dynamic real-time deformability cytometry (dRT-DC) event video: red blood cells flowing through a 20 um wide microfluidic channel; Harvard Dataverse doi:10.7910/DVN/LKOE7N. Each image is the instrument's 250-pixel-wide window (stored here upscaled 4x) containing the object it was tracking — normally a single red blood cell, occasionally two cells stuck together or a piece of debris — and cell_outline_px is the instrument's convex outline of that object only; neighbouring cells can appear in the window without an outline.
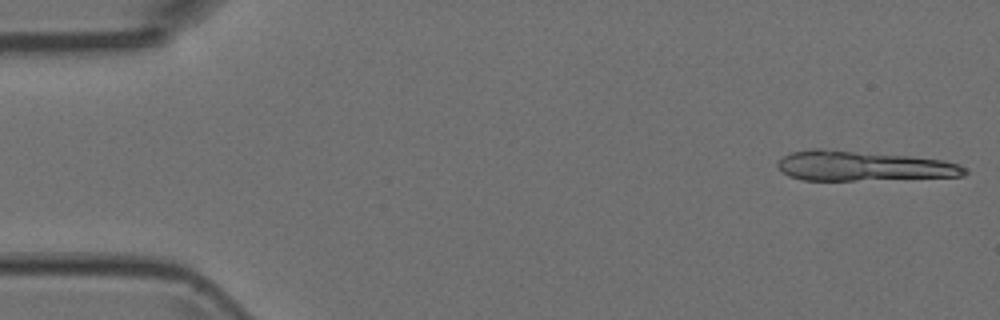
{"species": "Egyptian fruit bat (a non-hibernating species)", "species_latin": "Rousettus aegyptiacus", "temperature_condition": "room temperature", "stored_images_in_passage": 5, "camera_frame_rate_fps": 3000, "um_per_image_px": 0.085, "animal": {"sex": "female"}, "frame": {"image": 1, "passage_image": 1, "time_ms": 0.0, "image_size_px": [1000, 320], "cell_outline_px": [[968, 172], [964, 176], [856, 180], [800, 180], [788, 176], [780, 172], [776, 164], [784, 156], [792, 152], [812, 148], [820, 148], [912, 156], [944, 160], [960, 164], [968, 168]], "centroid_in_image_um": [73.36, 14.1], "position_along_channel_um": 11.6, "area_um2": 32.83}}